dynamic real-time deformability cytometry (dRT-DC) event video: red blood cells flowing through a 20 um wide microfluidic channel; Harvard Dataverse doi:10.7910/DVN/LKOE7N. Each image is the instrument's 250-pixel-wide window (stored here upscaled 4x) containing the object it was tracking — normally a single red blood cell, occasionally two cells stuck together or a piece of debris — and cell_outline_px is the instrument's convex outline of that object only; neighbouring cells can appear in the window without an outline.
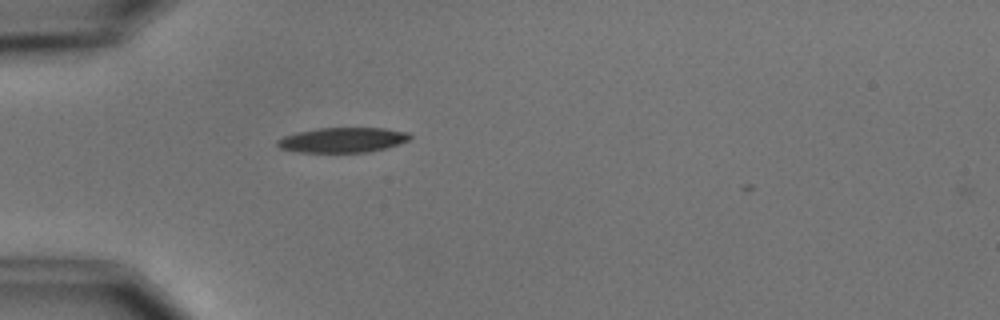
{"species": "common noctule bat (a hibernating species)", "species_latin": "Nyctalus noctula", "temperature_condition": "cold", "stored_images_in_passage": 2, "camera_frame_rate_fps": 3000, "um_per_image_px": 0.085, "animal": {"sex": "male", "body_mass_g": 15.6}, "frame": {"image": 1, "passage_image": 1, "time_ms": 0.0, "image_size_px": [1000, 320], "cell_outline_px": [[412, 136], [408, 140], [400, 144], [368, 152], [296, 152], [280, 148], [276, 144], [276, 140], [284, 136], [300, 132], [320, 128], [384, 128], [408, 132]], "centroid_in_image_um": [29.13, 11.9], "position_along_channel_um": 55.9, "area_um2": 19.19}}